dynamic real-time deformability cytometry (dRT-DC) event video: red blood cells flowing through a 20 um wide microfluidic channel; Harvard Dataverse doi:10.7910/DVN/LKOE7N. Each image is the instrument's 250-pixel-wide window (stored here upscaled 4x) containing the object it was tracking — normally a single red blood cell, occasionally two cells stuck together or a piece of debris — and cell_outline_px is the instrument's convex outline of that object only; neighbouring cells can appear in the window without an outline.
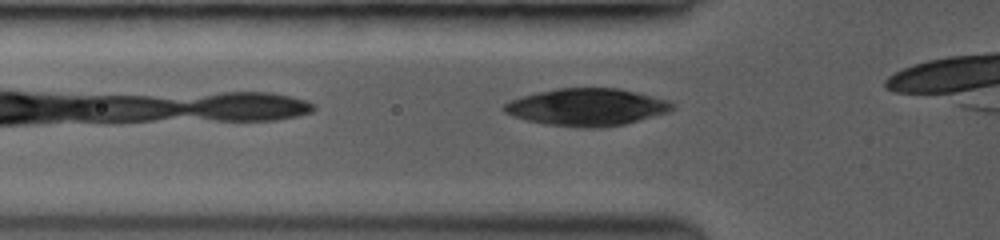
{"species": "common noctule bat (a hibernating species)", "species_latin": "Nyctalus noctula", "temperature_condition": "room temperature", "stored_images_in_passage": 34, "camera_frame_rate_fps": 3500, "um_per_image_px": 0.085, "animal": {"sex": "female", "body_mass_g": 19.0, "forearm_length_mm": 53.3}, "frame": {"image": 1, "passage_image": 4, "time_ms": 0.857, "image_size_px": [1000, 240], "cell_outline_px": [[672, 108], [668, 112], [624, 124], [600, 128], [580, 128], [548, 124], [528, 120], [504, 112], [504, 104], [512, 100], [524, 96], [540, 92], [560, 88], [616, 88], [664, 100], [672, 104]], "centroid_in_image_um": [49.85, 9.12], "position_along_channel_um": 75.9, "area_um2": 35.55}}